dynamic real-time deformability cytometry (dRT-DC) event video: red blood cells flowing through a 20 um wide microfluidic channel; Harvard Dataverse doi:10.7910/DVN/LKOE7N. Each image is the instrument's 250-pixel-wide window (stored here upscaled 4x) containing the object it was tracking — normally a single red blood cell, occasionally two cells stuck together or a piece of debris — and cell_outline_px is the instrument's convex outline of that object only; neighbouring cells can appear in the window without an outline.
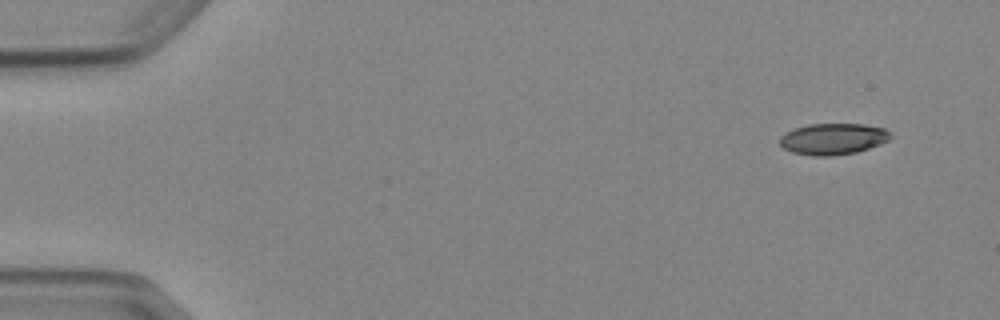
{"species": "Egyptian fruit bat (a non-hibernating species)", "species_latin": "Rousettus aegyptiacus", "temperature_condition": "cold", "stored_images_in_passage": 5, "camera_frame_rate_fps": 3000, "um_per_image_px": 0.085, "animal": {"sex": "female"}, "frame": {"image": 1, "passage_image": 1, "time_ms": 0.0, "image_size_px": [1000, 320], "cell_outline_px": [[892, 136], [888, 140], [880, 144], [856, 152], [828, 156], [812, 156], [792, 152], [784, 148], [780, 144], [780, 136], [784, 132], [808, 124], [864, 124], [884, 128]], "centroid_in_image_um": [70.78, 11.8], "position_along_channel_um": 14.2, "area_um2": 20.11}}
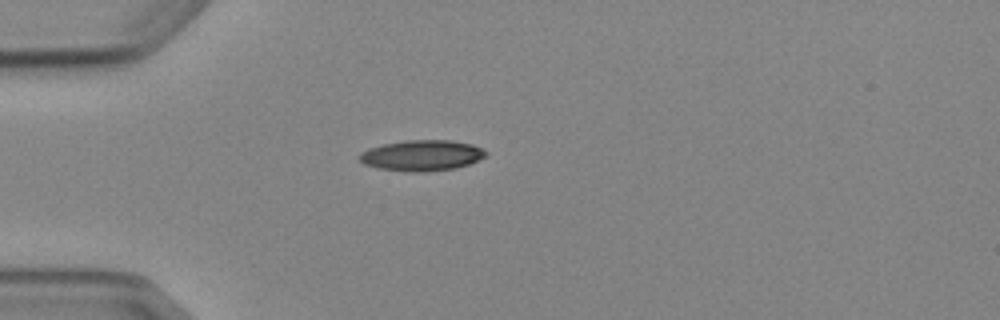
{"frame": {"image": 2, "passage_image": 4, "time_ms": 3.667, "image_size_px": [1000, 320], "cell_outline_px": [[488, 152], [484, 156], [468, 164], [456, 168], [424, 172], [412, 172], [376, 168], [364, 164], [360, 160], [360, 152], [368, 148], [384, 144], [404, 140], [452, 140], [472, 144]], "centroid_in_image_um": [35.83, 13.21], "position_along_channel_um": 49.2, "area_um2": 22.6}}